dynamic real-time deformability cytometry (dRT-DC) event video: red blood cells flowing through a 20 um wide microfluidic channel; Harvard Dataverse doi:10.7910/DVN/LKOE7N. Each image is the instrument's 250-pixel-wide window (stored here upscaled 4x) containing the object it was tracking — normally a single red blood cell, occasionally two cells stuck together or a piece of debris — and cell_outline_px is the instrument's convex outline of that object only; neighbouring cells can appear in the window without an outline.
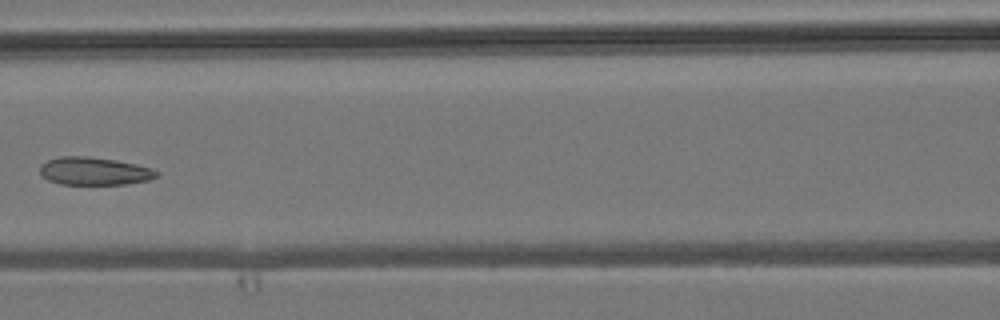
{"species": "common noctule bat (a hibernating species)", "species_latin": "Nyctalus noctula", "temperature_condition": "room temperature", "stored_images_in_passage": 5, "camera_frame_rate_fps": 3000, "um_per_image_px": 0.085, "animal": {"sex": "male", "body_mass_g": 19.2, "forearm_length_mm": 51.8}, "frame": {"image": 1, "passage_image": 5, "time_ms": 4.667, "image_size_px": [1000, 320], "cell_outline_px": [[160, 176], [148, 180], [128, 184], [60, 184], [48, 180], [40, 176], [40, 164], [48, 160], [60, 156], [88, 156], [116, 160], [136, 164], [152, 168], [160, 172]], "centroid_in_image_um": [8.02, 14.54], "position_along_channel_um": 158.6, "area_um2": 19.19}}